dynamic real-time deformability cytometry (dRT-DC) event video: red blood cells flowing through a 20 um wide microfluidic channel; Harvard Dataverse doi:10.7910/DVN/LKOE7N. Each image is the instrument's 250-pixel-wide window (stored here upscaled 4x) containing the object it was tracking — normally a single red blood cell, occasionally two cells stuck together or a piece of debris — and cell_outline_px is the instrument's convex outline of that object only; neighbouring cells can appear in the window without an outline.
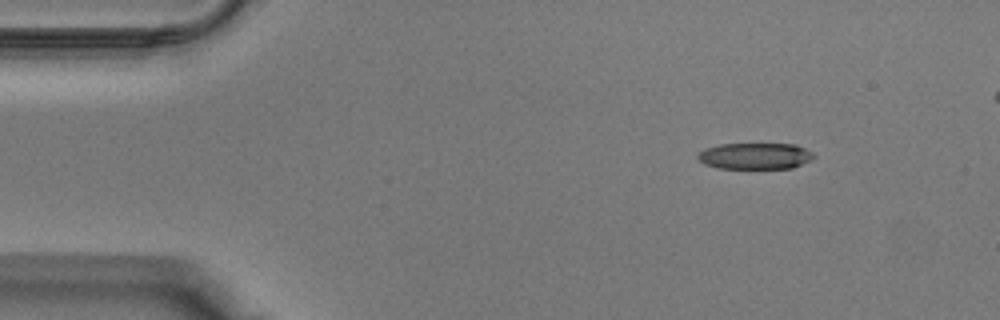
{"species": "Egyptian fruit bat (a non-hibernating species)", "species_latin": "Rousettus aegyptiacus", "temperature_condition": "warm", "stored_images_in_passage": 34, "camera_frame_rate_fps": 3000, "um_per_image_px": 0.085, "animal": {"sex": "male"}, "frame": {"image": 1, "passage_image": 1, "time_ms": 0.0, "image_size_px": [1000, 320], "cell_outline_px": [[816, 156], [792, 168], [716, 168], [704, 164], [696, 156], [704, 148], [720, 144], [796, 144], [812, 152]], "centroid_in_image_um": [64.15, 13.25], "position_along_channel_um": 20.8, "area_um2": 17.69}}
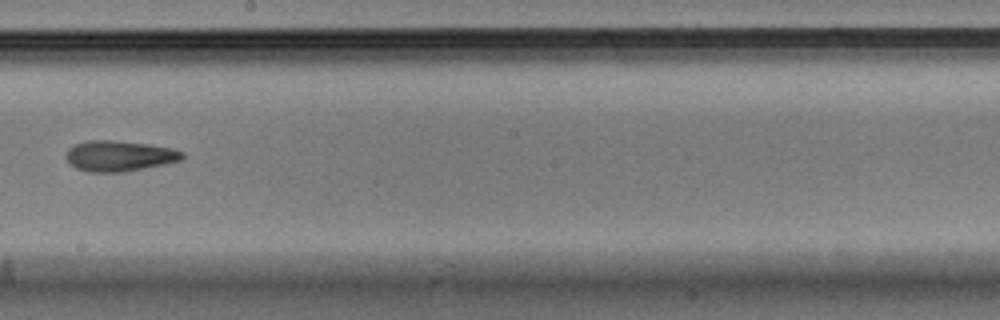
{"frame": {"image": 2, "passage_image": 18, "time_ms": 5.667, "image_size_px": [1000, 320], "cell_outline_px": [[184, 156], [180, 160], [164, 164], [120, 172], [88, 172], [76, 168], [64, 156], [68, 148], [76, 144], [88, 140], [116, 140], [148, 144], [172, 148], [184, 152]], "centroid_in_image_um": [10.12, 13.24], "position_along_channel_um": 238.1, "area_um2": 20.63}}
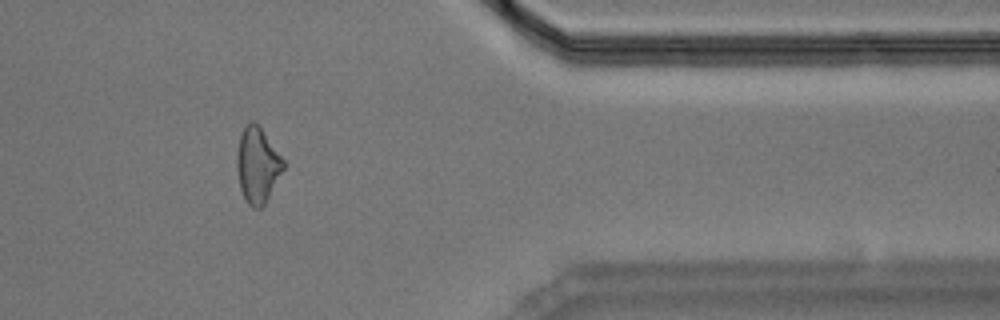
{"frame": {"image": 3, "passage_image": 28, "time_ms": 9.0, "image_size_px": [1000, 320], "cell_outline_px": [[284, 168], [264, 204], [260, 208], [252, 208], [248, 204], [240, 188], [236, 168], [236, 152], [240, 132], [252, 120], [260, 124], [284, 160]], "centroid_in_image_um": [21.86, 13.98], "position_along_channel_um": 389.5, "area_um2": 20.58}}